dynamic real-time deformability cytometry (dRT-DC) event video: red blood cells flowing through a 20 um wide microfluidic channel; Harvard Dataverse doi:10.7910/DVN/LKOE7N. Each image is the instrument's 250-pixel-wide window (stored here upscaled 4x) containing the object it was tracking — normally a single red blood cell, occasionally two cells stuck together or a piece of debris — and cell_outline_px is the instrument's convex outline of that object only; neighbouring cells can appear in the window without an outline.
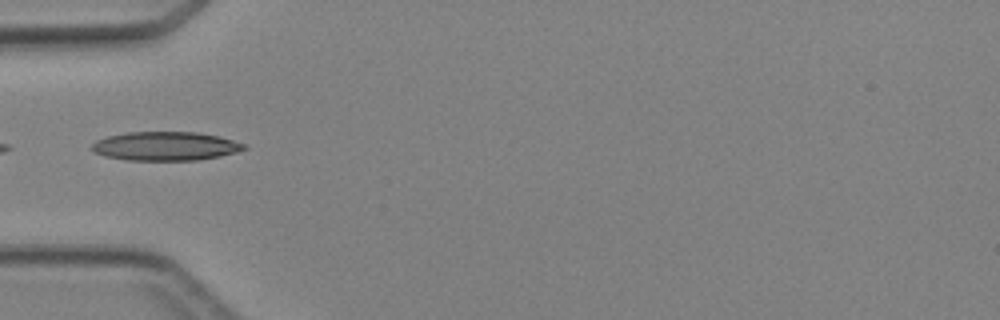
{"species": "Egyptian fruit bat (a non-hibernating species)", "species_latin": "Rousettus aegyptiacus", "temperature_condition": "cold", "stored_images_in_passage": 6, "camera_frame_rate_fps": 3000, "um_per_image_px": 0.085, "animal": {"sex": "female"}, "frame": {"image": 1, "passage_image": 5, "time_ms": 4.667, "image_size_px": [1000, 320], "cell_outline_px": [[248, 148], [236, 152], [220, 156], [196, 160], [128, 160], [104, 156], [92, 152], [92, 144], [96, 140], [108, 136], [128, 132], [196, 132], [216, 136], [232, 140], [244, 144]], "centroid_in_image_um": [14.03, 12.42], "position_along_channel_um": 71.0, "area_um2": 25.43}}
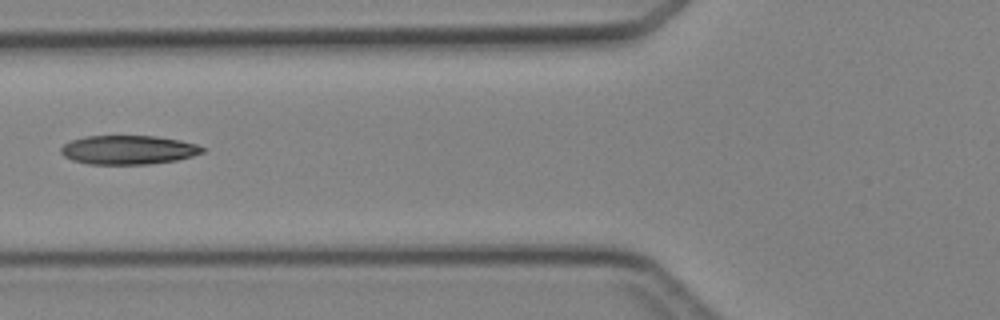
{"frame": {"image": 2, "passage_image": 6, "time_ms": 5.667, "image_size_px": [1000, 320], "cell_outline_px": [[204, 152], [192, 156], [176, 160], [148, 164], [88, 164], [72, 160], [64, 156], [60, 152], [60, 148], [64, 144], [72, 140], [84, 136], [156, 136], [180, 140], [196, 144], [204, 148]], "centroid_in_image_um": [10.89, 12.74], "position_along_channel_um": 114.9, "area_um2": 23.87}}